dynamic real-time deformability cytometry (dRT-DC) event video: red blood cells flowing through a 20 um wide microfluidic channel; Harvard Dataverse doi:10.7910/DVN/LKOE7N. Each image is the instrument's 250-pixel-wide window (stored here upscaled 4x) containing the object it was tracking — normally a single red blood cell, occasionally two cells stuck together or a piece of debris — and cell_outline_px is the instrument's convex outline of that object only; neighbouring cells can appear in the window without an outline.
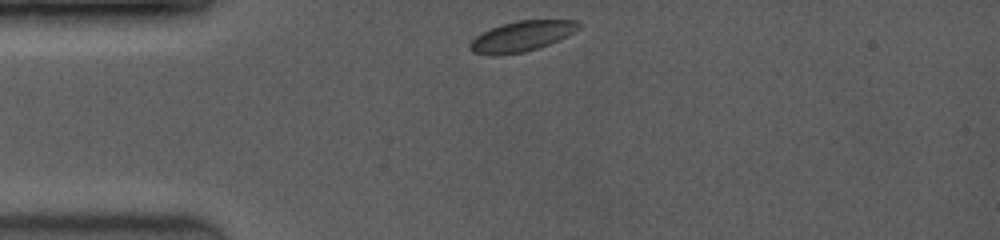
{"species": "common noctule bat (a hibernating species)", "species_latin": "Nyctalus noctula", "temperature_condition": "room temperature", "stored_images_in_passage": 20, "camera_frame_rate_fps": 3500, "um_per_image_px": 0.085, "animal": {"sex": "female", "body_mass_g": 19.0, "forearm_length_mm": 53.3}, "frame": {"image": 1, "passage_image": 1, "time_ms": 0.0, "image_size_px": [1000, 240], "cell_outline_px": [[580, 28], [548, 44], [524, 52], [472, 52], [468, 48], [468, 44], [476, 36], [492, 28], [516, 20], [576, 20], [580, 24]], "centroid_in_image_um": [44.38, 3.03], "position_along_channel_um": 40.6, "area_um2": 18.15}}
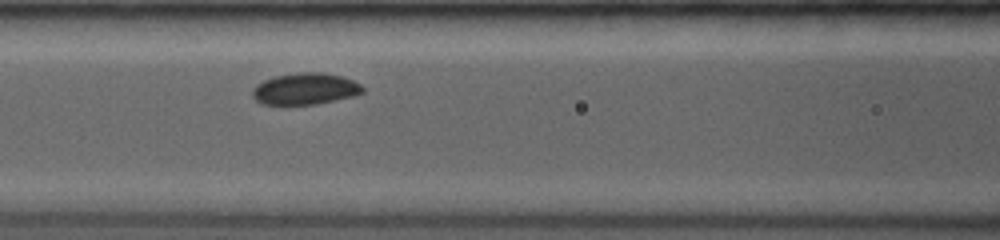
{"frame": {"image": 2, "passage_image": 15, "time_ms": 3.143, "image_size_px": [1000, 240], "cell_outline_px": [[364, 92], [352, 96], [316, 104], [280, 108], [260, 104], [252, 96], [252, 88], [256, 84], [264, 80], [276, 76], [296, 72], [320, 72], [344, 76], [360, 84], [364, 88]], "centroid_in_image_um": [25.86, 7.59], "position_along_channel_um": 140.7, "area_um2": 21.1}}
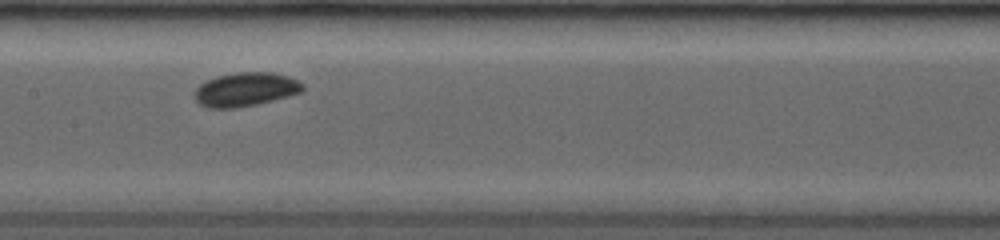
{"frame": {"image": 3, "passage_image": 19, "time_ms": 4.286, "image_size_px": [1000, 240], "cell_outline_px": [[304, 88], [300, 92], [288, 96], [256, 104], [232, 108], [208, 108], [200, 104], [196, 100], [196, 88], [204, 80], [216, 76], [236, 72], [272, 72], [288, 76], [300, 80], [304, 84]], "centroid_in_image_um": [20.88, 7.58], "position_along_channel_um": 186.5, "area_um2": 21.33}}